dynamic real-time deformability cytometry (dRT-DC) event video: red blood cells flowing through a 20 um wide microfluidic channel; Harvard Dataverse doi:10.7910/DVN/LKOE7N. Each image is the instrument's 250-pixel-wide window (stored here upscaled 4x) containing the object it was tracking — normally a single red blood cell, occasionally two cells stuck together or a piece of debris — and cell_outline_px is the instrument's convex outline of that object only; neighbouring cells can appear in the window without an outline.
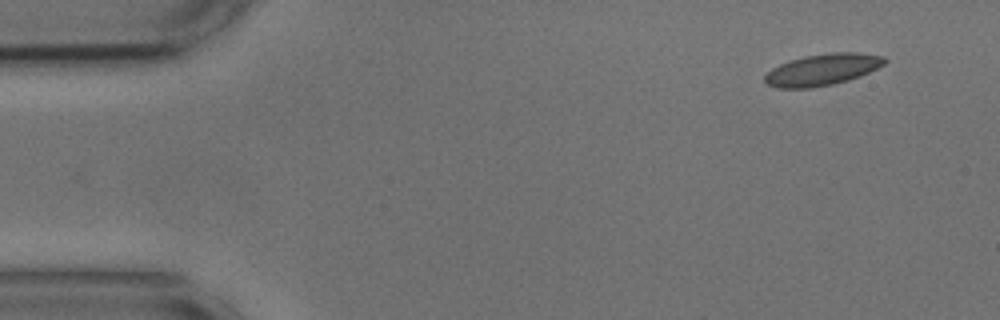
{"species": "common noctule bat (a hibernating species)", "species_latin": "Nyctalus noctula", "temperature_condition": "cold", "stored_images_in_passage": 12, "camera_frame_rate_fps": 3000, "um_per_image_px": 0.085, "animal": {"sex": "male", "body_mass_g": 17.9, "forearm_length_mm": 54.2}, "frame": {"image": 1, "passage_image": 1, "time_ms": 0.0, "image_size_px": [1000, 320], "cell_outline_px": [[888, 60], [884, 64], [860, 76], [848, 80], [832, 84], [808, 88], [776, 88], [768, 84], [764, 80], [764, 76], [772, 68], [780, 64], [804, 56], [832, 52], [860, 52], [884, 56]], "centroid_in_image_um": [69.92, 5.91], "position_along_channel_um": 15.1, "area_um2": 21.91}}